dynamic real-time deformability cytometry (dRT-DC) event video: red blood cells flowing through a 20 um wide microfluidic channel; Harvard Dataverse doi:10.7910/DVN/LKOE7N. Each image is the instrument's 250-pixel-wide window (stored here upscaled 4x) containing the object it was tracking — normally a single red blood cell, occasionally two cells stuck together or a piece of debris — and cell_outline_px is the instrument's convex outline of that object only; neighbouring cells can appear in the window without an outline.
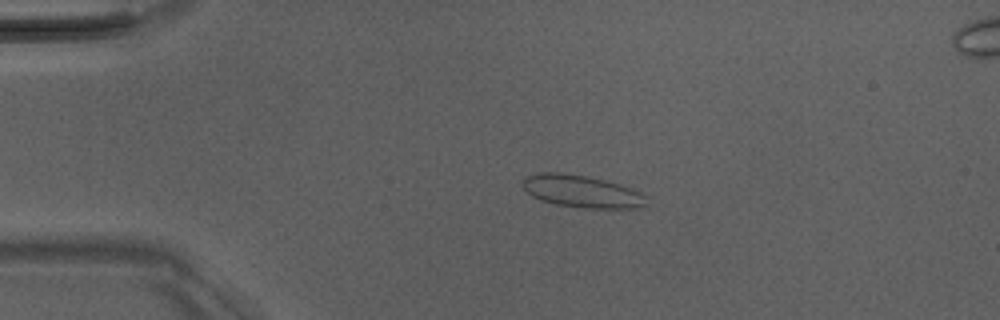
{"species": "Egyptian fruit bat (a non-hibernating species)", "species_latin": "Rousettus aegyptiacus", "temperature_condition": "room temperature", "stored_images_in_passage": 41, "camera_frame_rate_fps": 3000, "um_per_image_px": 0.085, "animal": {"sex": "male"}, "frame": {"image": 1, "passage_image": 1, "time_ms": 0.0, "image_size_px": [1000, 320], "cell_outline_px": [[648, 196], [644, 204], [640, 208], [580, 208], [556, 204], [540, 200], [532, 196], [520, 184], [524, 176], [540, 172], [560, 172], [584, 176], [604, 180], [620, 184], [632, 188]], "centroid_in_image_um": [49.42, 16.26], "position_along_channel_um": 35.6, "area_um2": 23.47}}
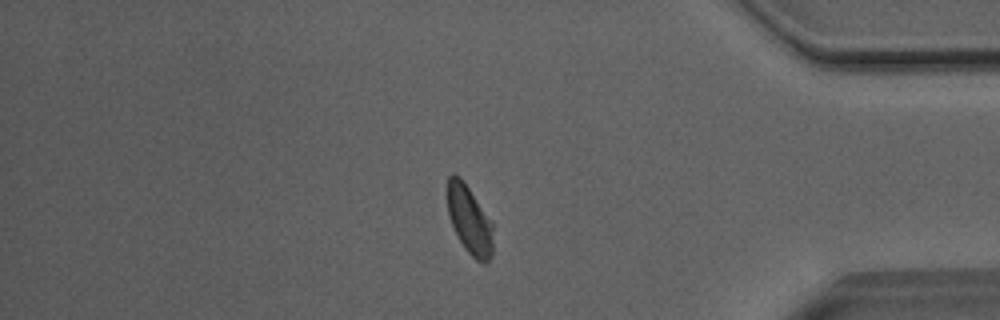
{"frame": {"image": 2, "passage_image": 33, "time_ms": 10.667, "image_size_px": [1000, 320], "cell_outline_px": [[492, 256], [484, 264], [476, 260], [464, 248], [448, 216], [444, 192], [444, 188], [448, 176], [452, 172], [460, 176], [464, 180], [492, 220]], "centroid_in_image_um": [39.85, 18.58], "position_along_channel_um": 395.4, "area_um2": 18.96}}
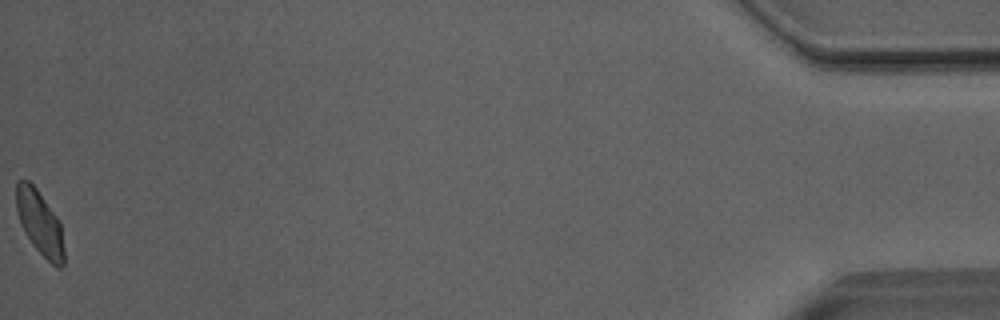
{"frame": {"image": 3, "passage_image": 41, "time_ms": 13.333, "image_size_px": [1000, 320], "cell_outline_px": [[64, 264], [60, 268], [56, 268], [32, 244], [20, 224], [16, 212], [16, 180], [28, 180], [36, 188], [60, 220], [64, 248]], "centroid_in_image_um": [3.38, 18.94], "position_along_channel_um": 431.8, "area_um2": 18.03}, "authors_computed_cell_mechanics": {"area_um2": 19.652, "velocity_mm_per_s": 4.0462, "shape_relaxation_time_tau1_ms": 4.9903, "shape_relaxation_time_tau2_ms": null, "deformation_change_tau1": 0.1109, "deformation_change_tau2": null}}